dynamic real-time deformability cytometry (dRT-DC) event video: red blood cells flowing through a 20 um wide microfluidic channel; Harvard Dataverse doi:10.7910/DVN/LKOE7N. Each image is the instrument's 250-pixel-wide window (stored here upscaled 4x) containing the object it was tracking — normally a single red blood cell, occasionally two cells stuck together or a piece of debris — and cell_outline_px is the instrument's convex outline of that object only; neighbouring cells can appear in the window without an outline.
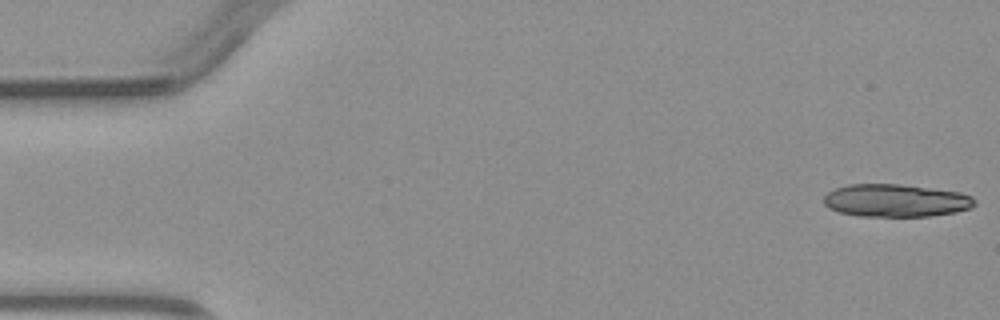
{"species": "common noctule bat (a hibernating species)", "species_latin": "Nyctalus noctula", "temperature_condition": "warm", "stored_images_in_passage": 5, "camera_frame_rate_fps": 3000, "um_per_image_px": 0.085, "animal": {"sex": "male", "body_mass_g": 23.1, "forearm_length_mm": 52.7}, "frame": {"image": 1, "passage_image": 1, "time_ms": 0.0, "image_size_px": [1000, 320], "cell_outline_px": [[976, 204], [972, 208], [956, 212], [932, 216], [860, 216], [840, 212], [828, 208], [824, 204], [824, 196], [828, 192], [836, 188], [848, 184], [900, 184], [960, 192], [972, 196], [976, 200]], "centroid_in_image_um": [76.17, 17.04], "position_along_channel_um": 8.8, "area_um2": 28.9}}